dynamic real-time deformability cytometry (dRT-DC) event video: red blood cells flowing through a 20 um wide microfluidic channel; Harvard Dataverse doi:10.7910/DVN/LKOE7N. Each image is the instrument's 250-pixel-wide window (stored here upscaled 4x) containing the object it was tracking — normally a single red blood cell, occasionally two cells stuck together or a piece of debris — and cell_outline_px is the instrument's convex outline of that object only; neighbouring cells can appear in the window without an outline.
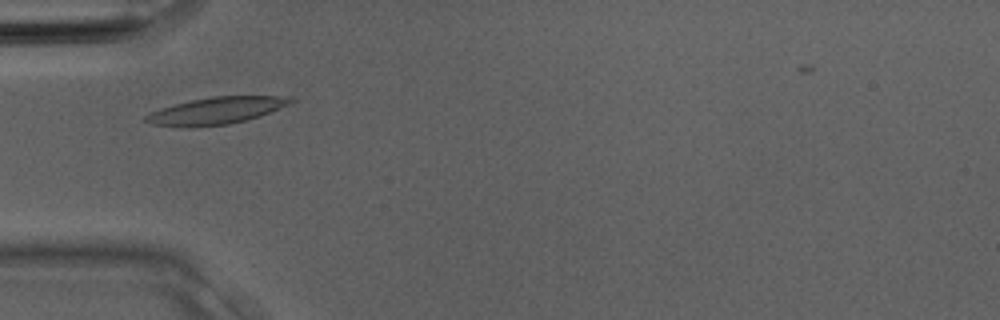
{"species": "Egyptian fruit bat (a non-hibernating species)", "species_latin": "Rousettus aegyptiacus", "temperature_condition": "room temperature", "stored_images_in_passage": 2, "camera_frame_rate_fps": 3000, "um_per_image_px": 0.085, "animal": {"sex": "male"}, "frame": {"image": 1, "passage_image": 2, "time_ms": 0.333, "image_size_px": [1000, 320], "cell_outline_px": [[296, 100], [292, 104], [260, 116], [228, 124], [180, 128], [152, 124], [144, 120], [144, 116], [160, 108], [192, 100], [216, 96], [288, 96]], "centroid_in_image_um": [18.4, 9.41], "position_along_channel_um": 66.6, "area_um2": 22.77}}